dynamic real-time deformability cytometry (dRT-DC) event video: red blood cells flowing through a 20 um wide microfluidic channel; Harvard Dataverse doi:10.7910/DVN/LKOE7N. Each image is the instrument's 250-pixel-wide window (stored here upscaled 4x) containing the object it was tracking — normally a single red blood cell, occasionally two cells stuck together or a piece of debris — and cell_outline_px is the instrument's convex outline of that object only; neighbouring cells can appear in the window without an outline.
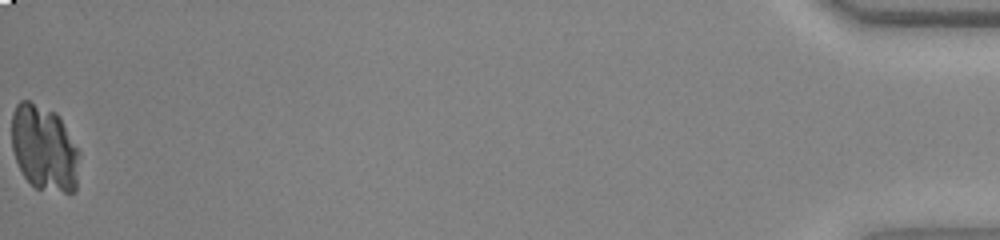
{"species": "common noctule bat (a hibernating species)", "species_latin": "Nyctalus noctula", "temperature_condition": "warm", "stored_images_in_passage": 43, "camera_frame_rate_fps": 3000, "um_per_image_px": 0.085, "animal": {"sex": "female", "body_mass_g": 23.0, "forearm_length_mm": 53.4}, "frame": {"image": 1, "passage_image": 43, "time_ms": 14.0, "image_size_px": [1000, 240], "cell_outline_px": [[80, 152], [76, 192], [64, 192], [36, 188], [24, 176], [16, 160], [12, 148], [12, 112], [16, 104], [20, 100], [28, 100], [56, 112], [60, 116]], "centroid_in_image_um": [3.77, 12.57], "position_along_channel_um": 431.4, "area_um2": 34.04}}